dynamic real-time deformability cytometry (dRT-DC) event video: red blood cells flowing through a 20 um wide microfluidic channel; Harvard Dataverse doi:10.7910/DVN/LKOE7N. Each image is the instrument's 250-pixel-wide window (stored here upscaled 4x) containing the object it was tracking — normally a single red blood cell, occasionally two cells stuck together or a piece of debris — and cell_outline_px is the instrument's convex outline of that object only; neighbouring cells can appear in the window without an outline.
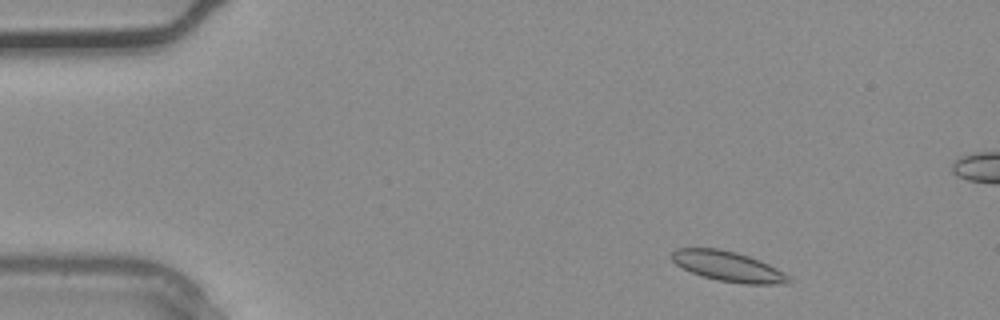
{"species": "common noctule bat (a hibernating species)", "species_latin": "Nyctalus noctula", "temperature_condition": "warm", "stored_images_in_passage": 3, "camera_frame_rate_fps": 3000, "um_per_image_px": 0.085, "animal": {"sex": "male", "body_mass_g": 20.4}, "frame": {"image": 1, "passage_image": 1, "time_ms": 0.0, "image_size_px": [1000, 320], "cell_outline_px": [[792, 280], [788, 284], [744, 284], [716, 280], [692, 272], [676, 264], [672, 260], [672, 252], [676, 248], [720, 248], [736, 252], [760, 260], [784, 272]], "centroid_in_image_um": [61.92, 22.64], "position_along_channel_um": 23.1, "area_um2": 20.46}}